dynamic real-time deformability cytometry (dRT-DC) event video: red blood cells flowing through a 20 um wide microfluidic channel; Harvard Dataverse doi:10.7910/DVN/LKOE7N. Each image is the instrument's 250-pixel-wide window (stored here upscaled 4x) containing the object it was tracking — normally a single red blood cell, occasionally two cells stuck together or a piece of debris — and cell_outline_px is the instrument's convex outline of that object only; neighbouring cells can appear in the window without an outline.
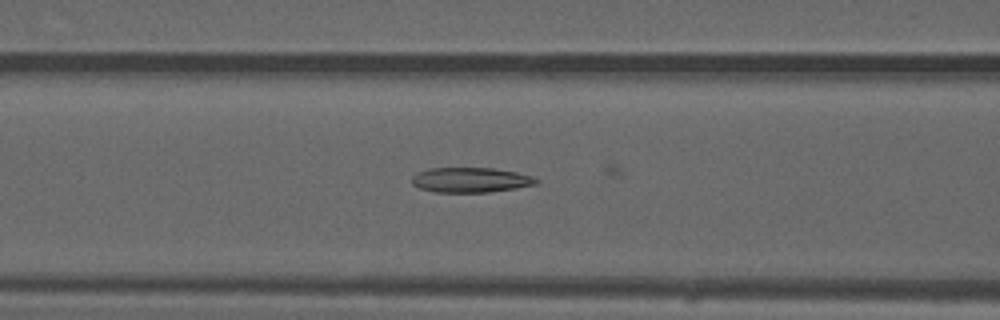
{"species": "common noctule bat (a hibernating species)", "species_latin": "Nyctalus noctula", "temperature_condition": "warm", "stored_images_in_passage": 9, "camera_frame_rate_fps": 3000, "um_per_image_px": 0.085, "animal": {"sex": "male", "forearm_length_mm": 52.5}, "frame": {"image": 1, "passage_image": 7, "time_ms": 2.0, "image_size_px": [1000, 320], "cell_outline_px": [[540, 180], [536, 184], [516, 188], [488, 192], [432, 192], [420, 188], [412, 184], [412, 176], [416, 172], [428, 168], [492, 168], [516, 172], [532, 176]], "centroid_in_image_um": [39.97, 15.29], "position_along_channel_um": 126.6, "area_um2": 18.15}}